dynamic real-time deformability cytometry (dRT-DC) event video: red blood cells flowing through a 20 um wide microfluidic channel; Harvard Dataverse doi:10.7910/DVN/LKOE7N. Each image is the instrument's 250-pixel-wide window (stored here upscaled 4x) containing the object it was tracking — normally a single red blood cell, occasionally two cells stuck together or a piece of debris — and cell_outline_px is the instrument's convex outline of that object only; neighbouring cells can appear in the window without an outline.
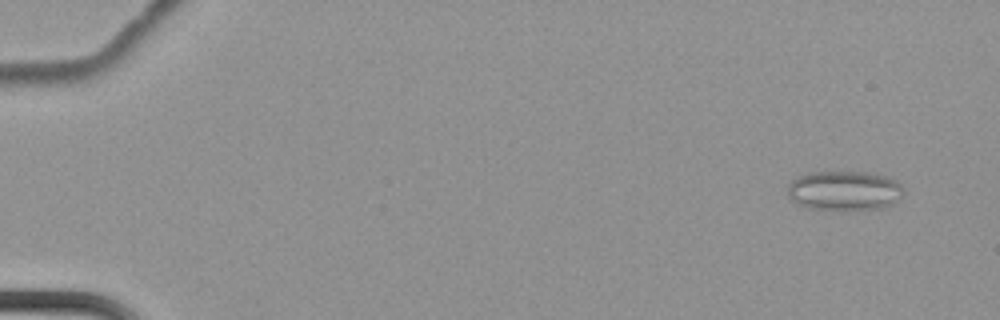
{"species": "common noctule bat (a hibernating species)", "species_latin": "Nyctalus noctula", "temperature_condition": "cold", "stored_images_in_passage": 7, "camera_frame_rate_fps": 3000, "um_per_image_px": 0.085, "animal": {"sex": "female", "body_mass_g": 22.7, "forearm_length_mm": 54.2}, "frame": {"image": 1, "passage_image": 2, "time_ms": 0.333, "image_size_px": [1000, 320], "cell_outline_px": [[904, 192], [892, 204], [884, 208], [844, 212], [804, 208], [792, 200], [788, 196], [788, 184], [796, 176], [808, 172], [868, 172], [884, 176], [896, 180], [904, 188]], "centroid_in_image_um": [71.74, 16.24], "position_along_channel_um": 13.3, "area_um2": 27.63}}